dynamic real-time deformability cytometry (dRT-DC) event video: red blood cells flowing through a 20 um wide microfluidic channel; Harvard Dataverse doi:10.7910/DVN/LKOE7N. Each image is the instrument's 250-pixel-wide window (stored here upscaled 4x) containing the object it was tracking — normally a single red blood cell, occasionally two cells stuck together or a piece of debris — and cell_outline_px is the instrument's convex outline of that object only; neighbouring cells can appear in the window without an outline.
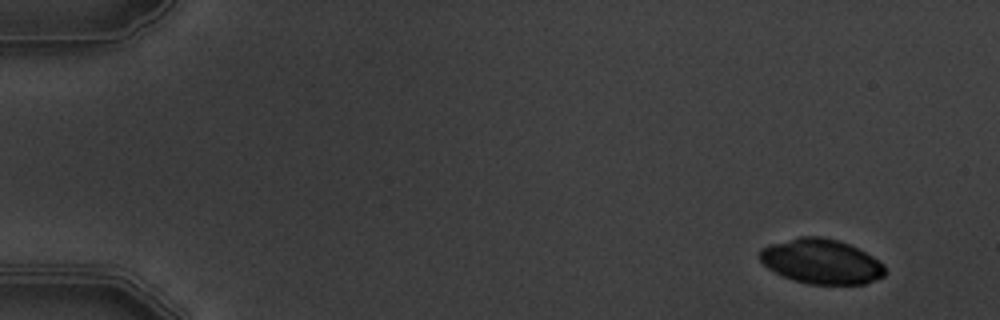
{"species": "common noctule bat (a hibernating species)", "species_latin": "Nyctalus noctula", "temperature_condition": "warm", "stored_images_in_passage": 7, "camera_frame_rate_fps": 3000, "um_per_image_px": 0.085, "animal": {"sex": "male", "body_mass_g": 19.5, "forearm_length_mm": 54.6}, "frame": {"image": 1, "passage_image": 2, "time_ms": 1.0, "image_size_px": [1000, 320], "cell_outline_px": [[888, 272], [884, 276], [864, 284], [808, 284], [792, 280], [768, 268], [760, 260], [760, 248], [772, 244], [800, 236], [820, 236], [836, 240], [848, 244], [872, 256], [884, 264]], "centroid_in_image_um": [69.83, 22.23], "position_along_channel_um": 15.2, "area_um2": 32.54}}